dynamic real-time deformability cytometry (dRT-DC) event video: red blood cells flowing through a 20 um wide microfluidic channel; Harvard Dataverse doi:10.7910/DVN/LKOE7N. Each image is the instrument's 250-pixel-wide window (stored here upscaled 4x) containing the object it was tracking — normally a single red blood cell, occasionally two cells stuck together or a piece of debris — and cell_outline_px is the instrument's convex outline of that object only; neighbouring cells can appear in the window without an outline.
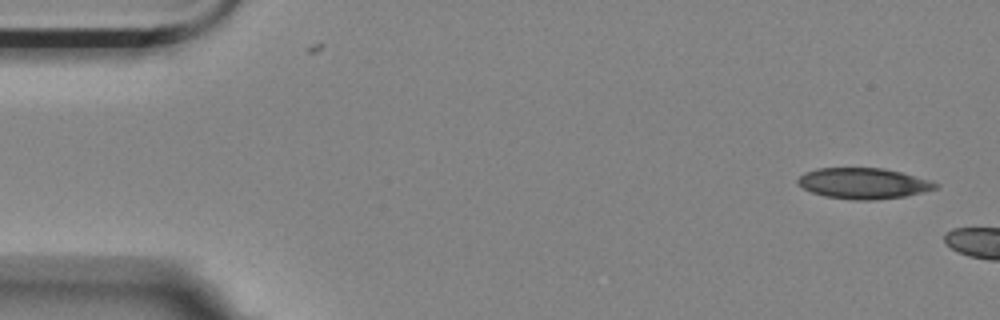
{"species": "Egyptian fruit bat (a non-hibernating species)", "species_latin": "Rousettus aegyptiacus", "temperature_condition": "room temperature", "stored_images_in_passage": 3, "camera_frame_rate_fps": 3000, "um_per_image_px": 0.085, "animal": {"sex": "female"}, "frame": {"image": 1, "passage_image": 1, "time_ms": 0.0, "image_size_px": [1000, 320], "cell_outline_px": [[940, 188], [924, 192], [904, 196], [872, 200], [852, 200], [824, 196], [812, 192], [804, 188], [796, 180], [804, 172], [816, 168], [884, 168], [932, 180], [940, 184]], "centroid_in_image_um": [73.43, 15.58], "position_along_channel_um": 11.6, "area_um2": 24.85}}